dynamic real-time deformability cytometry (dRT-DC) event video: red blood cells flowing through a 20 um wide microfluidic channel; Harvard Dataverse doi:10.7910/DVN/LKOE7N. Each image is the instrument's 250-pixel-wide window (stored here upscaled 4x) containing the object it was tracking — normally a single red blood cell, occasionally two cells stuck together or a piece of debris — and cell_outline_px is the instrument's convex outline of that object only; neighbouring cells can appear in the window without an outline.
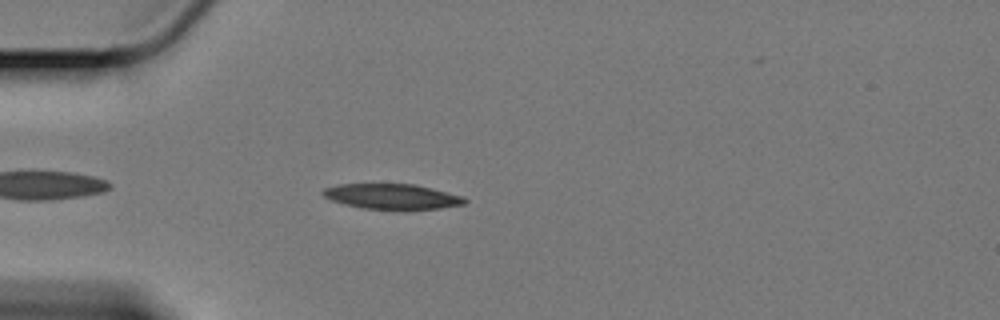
{"species": "Egyptian fruit bat (a non-hibernating species)", "species_latin": "Rousettus aegyptiacus", "temperature_condition": "cold", "stored_images_in_passage": 48, "camera_frame_rate_fps": 3000, "um_per_image_px": 0.085, "animal": {"sex": "female"}, "frame": {"image": 1, "passage_image": 5, "time_ms": 1.333, "image_size_px": [1000, 320], "cell_outline_px": [[468, 200], [464, 204], [440, 208], [364, 208], [344, 204], [332, 200], [324, 196], [320, 192], [324, 188], [340, 184], [416, 184], [464, 196]], "centroid_in_image_um": [33.33, 16.68], "position_along_channel_um": 51.7, "area_um2": 20.46}}
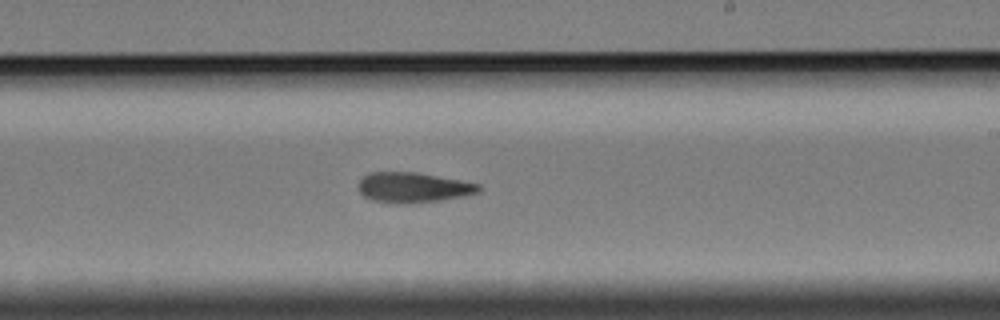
{"frame": {"image": 2, "passage_image": 24, "time_ms": 7.667, "image_size_px": [1000, 320], "cell_outline_px": [[480, 192], [440, 200], [400, 204], [372, 200], [364, 196], [360, 192], [360, 180], [364, 176], [372, 172], [416, 172], [460, 180], [480, 184]], "centroid_in_image_um": [35.12, 15.93], "position_along_channel_um": 253.9, "area_um2": 20.81}}
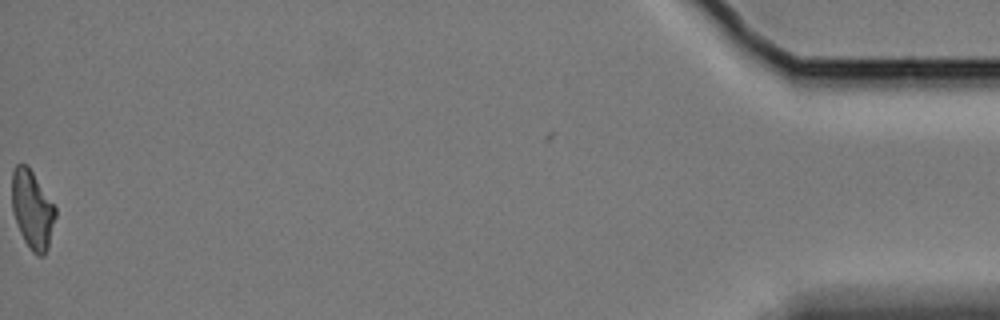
{"frame": {"image": 3, "passage_image": 48, "time_ms": 15.667, "image_size_px": [1000, 320], "cell_outline_px": [[56, 216], [48, 248], [44, 256], [36, 256], [32, 252], [24, 240], [20, 232], [12, 208], [12, 172], [16, 164], [28, 164], [56, 208]], "centroid_in_image_um": [2.75, 17.81], "position_along_channel_um": 432.4, "area_um2": 19.88}, "authors_computed_cell_mechanics": {"area_um2": 21.0392, "velocity_mm_per_s": 3.3791, "shape_relaxation_time_tau1_ms": 5.6656, "shape_relaxation_time_tau2_ms": 6.9131, "deformation_change_tau1": 0.1634, "deformation_change_tau2": 0.1679}}